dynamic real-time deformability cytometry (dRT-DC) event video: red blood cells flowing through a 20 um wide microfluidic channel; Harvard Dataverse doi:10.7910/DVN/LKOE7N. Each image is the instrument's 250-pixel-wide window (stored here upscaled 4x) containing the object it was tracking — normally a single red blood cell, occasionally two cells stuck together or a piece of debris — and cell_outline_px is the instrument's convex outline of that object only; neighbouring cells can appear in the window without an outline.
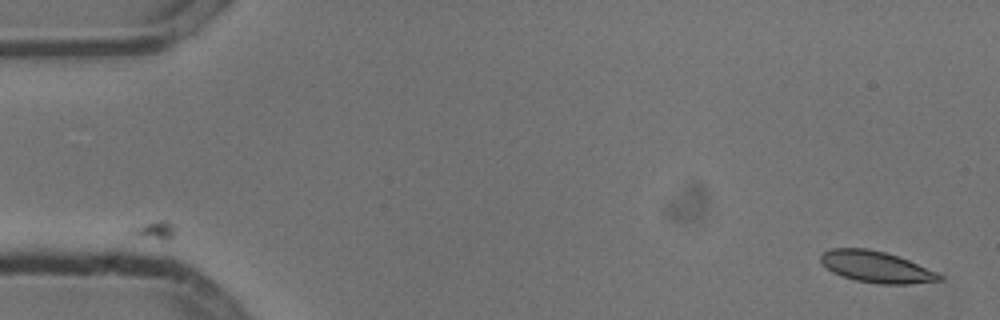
{"species": "common noctule bat (a hibernating species)", "species_latin": "Nyctalus noctula", "temperature_condition": "cold", "stored_images_in_passage": 4, "camera_frame_rate_fps": 3000, "um_per_image_px": 0.085, "animal": {"sex": "male", "body_mass_g": 13.3}, "frame": {"image": 1, "passage_image": 1, "time_ms": 0.0, "image_size_px": [1000, 320], "cell_outline_px": [[944, 280], [912, 284], [880, 284], [856, 280], [840, 276], [832, 272], [820, 260], [820, 256], [824, 252], [832, 248], [868, 248], [884, 252], [908, 260], [936, 272], [944, 276]], "centroid_in_image_um": [74.49, 22.69], "position_along_channel_um": 10.5, "area_um2": 21.56}}
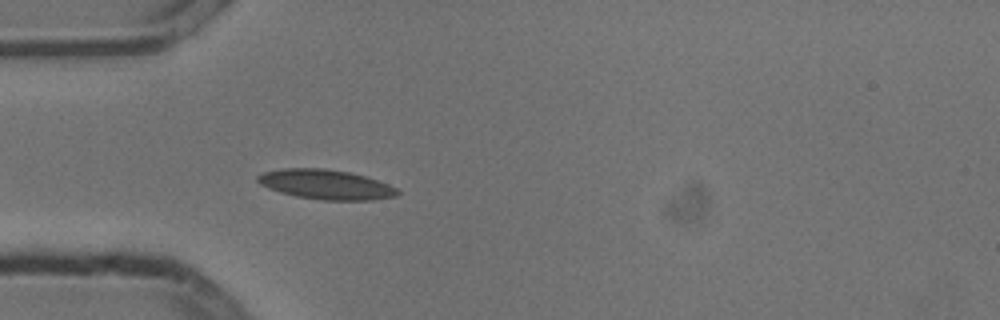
{"frame": {"image": 2, "passage_image": 4, "time_ms": 1.0, "image_size_px": [1000, 320], "cell_outline_px": [[400, 192], [396, 196], [372, 200], [320, 200], [296, 196], [280, 192], [268, 188], [260, 184], [256, 180], [256, 176], [264, 172], [284, 168], [324, 168], [348, 172], [364, 176], [388, 184], [396, 188]], "centroid_in_image_um": [27.67, 15.68], "position_along_channel_um": 57.3, "area_um2": 24.1}}